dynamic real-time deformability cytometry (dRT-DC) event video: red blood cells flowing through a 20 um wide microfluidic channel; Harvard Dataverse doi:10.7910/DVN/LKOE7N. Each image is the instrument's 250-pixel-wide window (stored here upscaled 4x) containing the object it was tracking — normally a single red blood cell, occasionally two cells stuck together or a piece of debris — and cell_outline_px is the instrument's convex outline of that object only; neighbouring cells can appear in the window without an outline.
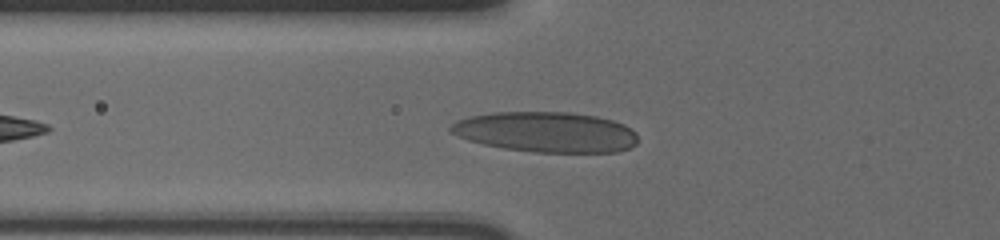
{"species": "human", "species_latin": "Homo sapiens", "temperature_condition": "cold", "stored_images_in_passage": 41, "camera_frame_rate_fps": 3000, "um_per_image_px": 0.085, "donor": {"sex": "male"}, "frame": {"image": 1, "passage_image": 6, "time_ms": 1.667, "image_size_px": [1000, 240], "cell_outline_px": [[636, 144], [628, 148], [616, 152], [532, 152], [504, 148], [484, 144], [468, 140], [448, 132], [448, 128], [456, 120], [472, 116], [492, 112], [568, 112], [596, 116], [612, 120], [624, 124], [632, 128], [636, 132]], "centroid_in_image_um": [46.4, 11.22], "position_along_channel_um": 79.4, "area_um2": 44.1}}
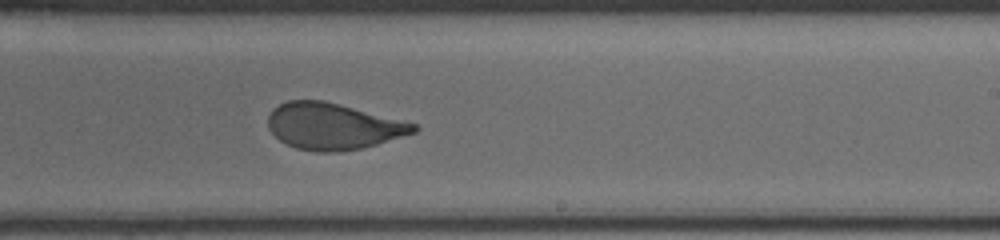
{"frame": {"image": 2, "passage_image": 21, "time_ms": 6.667, "image_size_px": [1000, 240], "cell_outline_px": [[420, 128], [416, 132], [376, 144], [360, 148], [340, 152], [316, 152], [296, 148], [280, 140], [268, 128], [268, 116], [272, 108], [288, 100], [324, 100], [340, 104], [416, 124]], "centroid_in_image_um": [28.28, 10.73], "position_along_channel_um": 260.7, "area_um2": 39.19}}
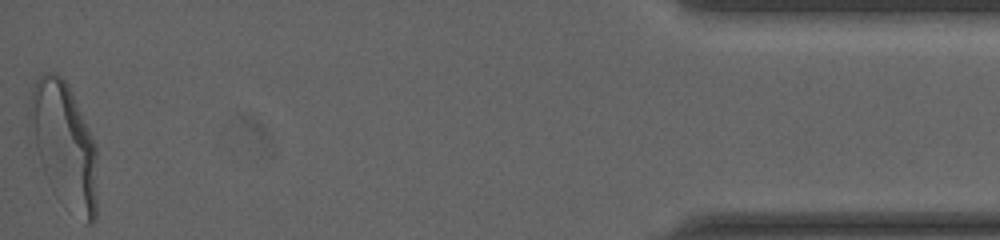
{"frame": {"image": 3, "passage_image": 41, "time_ms": 13.333, "image_size_px": [1000, 240], "cell_outline_px": [[96, 220], [92, 224], [88, 224], [48, 180], [28, 144], [28, 112], [32, 88], [36, 80], [44, 72], [48, 72], [60, 76], [68, 84], [96, 144]], "centroid_in_image_um": [5.39, 12.2], "position_along_channel_um": 429.8, "area_um2": 48.78}, "authors_computed_cell_mechanics": {"area_um2": 40.9802, "velocity_mm_per_s": 3.625, "shape_relaxation_time_tau1_ms": 4.6885, "shape_relaxation_time_tau2_ms": 0.8941, "deformation_change_tau1": 0.1661, "deformation_change_tau2": 0.0742}}